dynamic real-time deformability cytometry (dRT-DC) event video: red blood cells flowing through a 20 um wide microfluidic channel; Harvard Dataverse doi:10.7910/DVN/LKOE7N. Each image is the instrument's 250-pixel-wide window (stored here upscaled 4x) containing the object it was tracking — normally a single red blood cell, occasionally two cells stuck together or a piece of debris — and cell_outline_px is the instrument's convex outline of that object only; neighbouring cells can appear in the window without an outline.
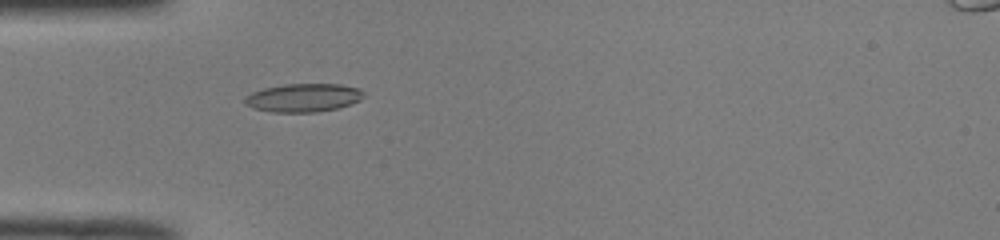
{"species": "common noctule bat (a hibernating species)", "species_latin": "Nyctalus noctula", "temperature_condition": "room temperature", "stored_images_in_passage": 36, "camera_frame_rate_fps": 3000, "um_per_image_px": 0.085, "animal": {"sex": "male", "body_mass_g": 19.0, "forearm_length_mm": 50.8}, "frame": {"image": 1, "passage_image": 1, "time_ms": 0.0, "image_size_px": [1000, 240], "cell_outline_px": [[364, 96], [360, 100], [336, 108], [316, 112], [272, 112], [252, 108], [244, 104], [244, 96], [252, 92], [264, 88], [284, 84], [340, 84], [360, 88], [364, 92]], "centroid_in_image_um": [25.75, 8.3], "position_along_channel_um": 59.2, "area_um2": 19.71}}
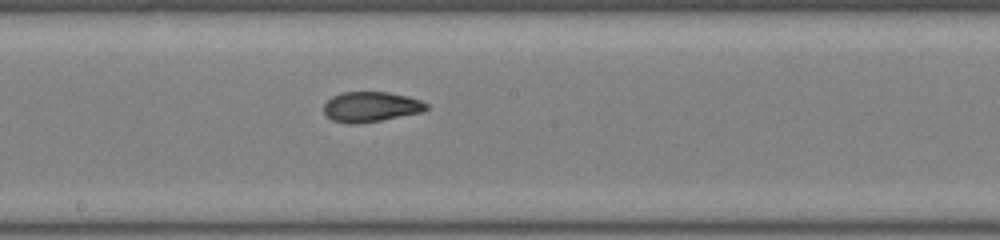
{"frame": {"image": 2, "passage_image": 13, "time_ms": 4.0, "image_size_px": [1000, 240], "cell_outline_px": [[428, 108], [424, 112], [380, 120], [356, 124], [348, 124], [332, 120], [324, 112], [324, 104], [332, 96], [340, 92], [388, 92], [408, 96], [420, 100], [428, 104]], "centroid_in_image_um": [31.53, 9.07], "position_along_channel_um": 216.7, "area_um2": 18.09}}
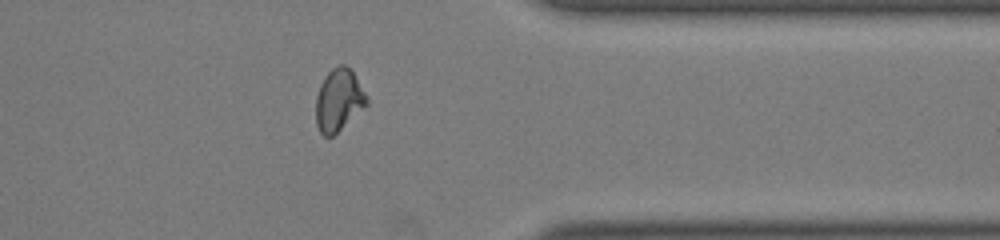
{"frame": {"image": 3, "passage_image": 26, "time_ms": 8.333, "image_size_px": [1000, 240], "cell_outline_px": [[368, 104], [332, 136], [324, 136], [320, 132], [316, 124], [316, 96], [320, 84], [324, 76], [332, 68], [340, 64], [344, 64], [352, 72], [368, 96]], "centroid_in_image_um": [28.78, 8.49], "position_along_channel_um": 382.6, "area_um2": 18.26}, "authors_computed_cell_mechanics": {"area_um2": 18.4382, "velocity_mm_per_s": 4.0275, "shape_relaxation_time_tau1_ms": 10.1349, "shape_relaxation_time_tau2_ms": 1.2398, "deformation_change_tau1": 0.28, "deformation_change_tau2": 0.0631}}